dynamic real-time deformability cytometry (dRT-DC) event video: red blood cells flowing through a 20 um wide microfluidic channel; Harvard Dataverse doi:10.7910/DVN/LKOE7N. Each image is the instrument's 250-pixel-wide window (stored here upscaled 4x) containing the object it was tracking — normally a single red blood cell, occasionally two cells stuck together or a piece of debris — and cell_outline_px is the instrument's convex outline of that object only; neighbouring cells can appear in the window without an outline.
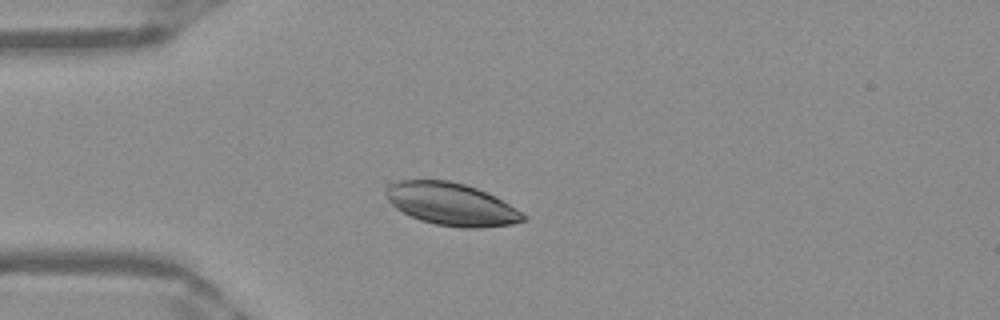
{"species": "Egyptian fruit bat (a non-hibernating species)", "species_latin": "Rousettus aegyptiacus", "temperature_condition": "warm", "stored_images_in_passage": 39, "camera_frame_rate_fps": 3000, "um_per_image_px": 0.085, "frame": {"image": 1, "passage_image": 1, "time_ms": 0.0, "image_size_px": [1000, 320], "cell_outline_px": [[528, 220], [512, 224], [480, 228], [460, 228], [436, 224], [420, 220], [396, 208], [388, 200], [384, 192], [384, 188], [388, 184], [400, 180], [448, 180], [464, 184], [476, 188], [496, 196], [516, 208], [528, 216]], "centroid_in_image_um": [38.38, 17.35], "position_along_channel_um": 46.6, "area_um2": 34.22}}
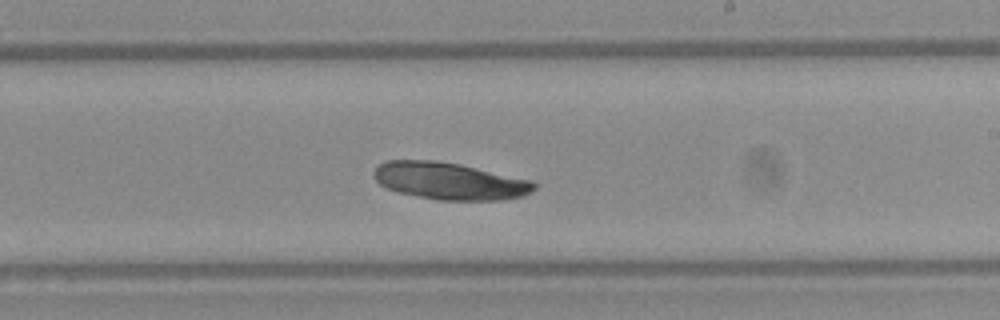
{"frame": {"image": 2, "passage_image": 18, "time_ms": 5.667, "image_size_px": [1000, 320], "cell_outline_px": [[536, 188], [524, 196], [504, 200], [436, 200], [400, 192], [388, 188], [380, 184], [376, 180], [372, 172], [380, 164], [388, 160], [436, 160], [460, 164], [532, 180], [536, 184]], "centroid_in_image_um": [38.24, 15.38], "position_along_channel_um": 250.8, "area_um2": 34.68}}
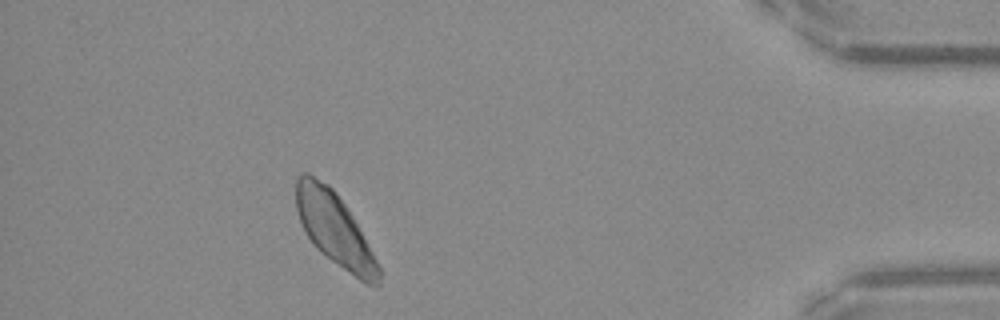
{"frame": {"image": 3, "passage_image": 34, "time_ms": 11.0, "image_size_px": [1000, 320], "cell_outline_px": [[380, 284], [376, 288], [360, 280], [332, 260], [316, 248], [308, 236], [300, 220], [296, 208], [296, 180], [300, 172], [308, 172], [328, 184], [336, 192], [352, 216], [376, 260], [380, 268]], "centroid_in_image_um": [28.42, 19.44], "position_along_channel_um": 406.8, "area_um2": 34.33}}